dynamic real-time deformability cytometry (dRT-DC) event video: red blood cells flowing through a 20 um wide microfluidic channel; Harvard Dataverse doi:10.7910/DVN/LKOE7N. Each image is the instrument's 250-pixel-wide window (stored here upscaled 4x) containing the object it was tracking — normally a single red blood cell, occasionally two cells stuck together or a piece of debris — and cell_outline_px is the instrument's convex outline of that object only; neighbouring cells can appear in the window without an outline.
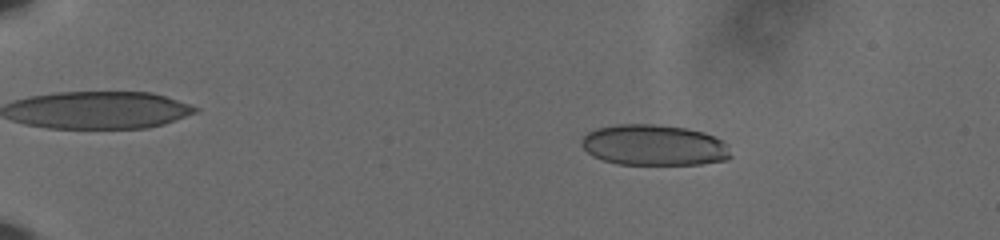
{"species": "human", "species_latin": "Homo sapiens", "temperature_condition": "cold", "stored_images_in_passage": 49, "camera_frame_rate_fps": 3000, "um_per_image_px": 0.085, "donor": {"sex": "male"}, "frame": {"image": 1, "passage_image": 1, "time_ms": 0.0, "image_size_px": [1000, 240], "cell_outline_px": [[732, 156], [728, 160], [700, 164], [616, 164], [592, 156], [580, 144], [580, 140], [588, 132], [596, 128], [616, 124], [656, 124], [688, 128], [704, 132], [724, 140], [728, 144]], "centroid_in_image_um": [55.62, 12.33], "position_along_channel_um": 29.4, "area_um2": 35.95}}
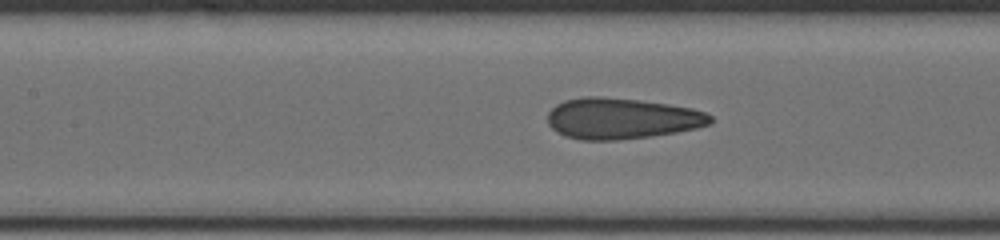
{"frame": {"image": 2, "passage_image": 20, "time_ms": 6.333, "image_size_px": [1000, 240], "cell_outline_px": [[712, 124], [696, 128], [676, 132], [652, 136], [616, 140], [580, 140], [564, 136], [556, 132], [548, 124], [548, 112], [556, 104], [564, 100], [588, 96], [600, 96], [636, 100], [668, 104], [692, 108], [704, 112], [712, 116]], "centroid_in_image_um": [52.82, 10.08], "position_along_channel_um": 154.6, "area_um2": 38.96}}
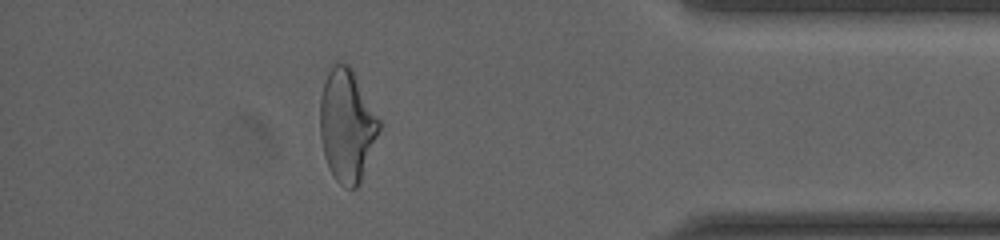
{"frame": {"image": 3, "passage_image": 43, "time_ms": 14.0, "image_size_px": [1000, 240], "cell_outline_px": [[380, 128], [360, 180], [356, 188], [344, 188], [332, 176], [328, 168], [324, 156], [320, 136], [320, 96], [328, 72], [332, 64], [336, 60], [348, 64], [352, 68], [380, 120]], "centroid_in_image_um": [29.46, 10.63], "position_along_channel_um": 405.7, "area_um2": 38.61}, "authors_computed_cell_mechanics": {"area_um2": 38.0902, "velocity_mm_per_s": 3.634, "shape_relaxation_time_tau1_ms": null, "shape_relaxation_time_tau2_ms": 1.0809, "deformation_change_tau1": null, "deformation_change_tau2": 0.0839}}